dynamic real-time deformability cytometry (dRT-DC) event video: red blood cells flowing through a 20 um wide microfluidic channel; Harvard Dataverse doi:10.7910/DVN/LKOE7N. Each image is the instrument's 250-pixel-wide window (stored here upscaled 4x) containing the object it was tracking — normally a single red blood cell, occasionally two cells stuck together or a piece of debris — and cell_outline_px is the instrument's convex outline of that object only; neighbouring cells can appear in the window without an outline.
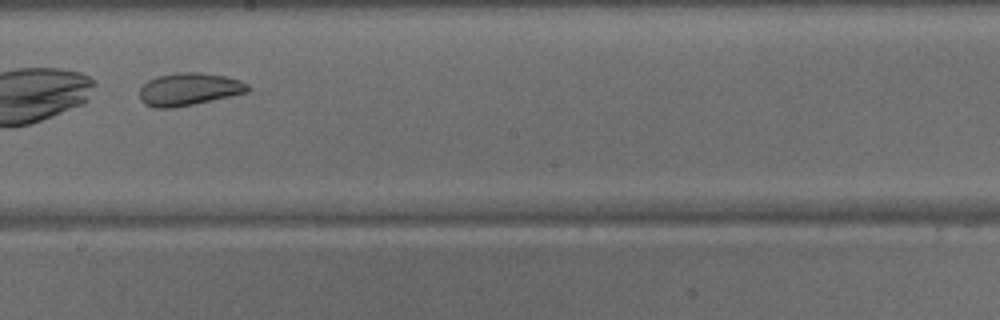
{"species": "common noctule bat (a hibernating species)", "species_latin": "Nyctalus noctula", "temperature_condition": "warm", "stored_images_in_passage": 29, "camera_frame_rate_fps": 3000, "um_per_image_px": 0.085, "animal": {"sex": "male", "body_mass_g": 15.6}, "frame": {"image": 1, "passage_image": 17, "time_ms": 5.333, "image_size_px": [1000, 320], "cell_outline_px": [[248, 92], [192, 104], [172, 108], [156, 108], [144, 104], [140, 100], [140, 88], [148, 80], [156, 76], [176, 72], [200, 72], [224, 76], [240, 80], [248, 84]], "centroid_in_image_um": [16.02, 7.57], "position_along_channel_um": 232.2, "area_um2": 20.46}}